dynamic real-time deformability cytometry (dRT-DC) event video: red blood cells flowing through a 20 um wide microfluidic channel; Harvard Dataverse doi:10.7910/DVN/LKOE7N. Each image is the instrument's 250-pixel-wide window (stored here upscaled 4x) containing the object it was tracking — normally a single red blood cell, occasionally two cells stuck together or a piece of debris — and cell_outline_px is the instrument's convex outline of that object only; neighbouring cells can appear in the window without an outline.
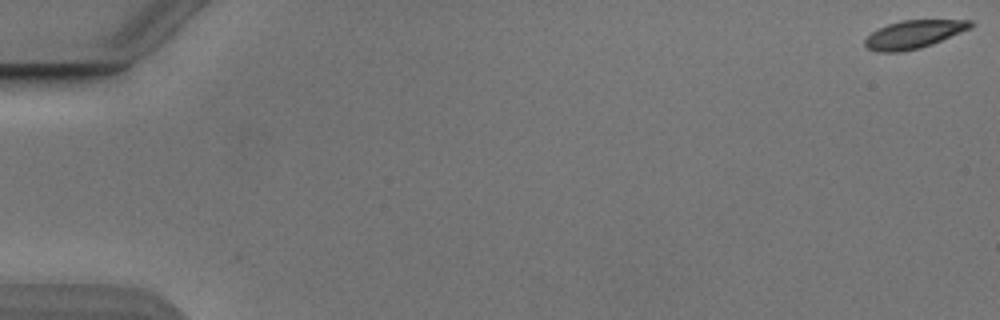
{"species": "Egyptian fruit bat (a non-hibernating species)", "species_latin": "Rousettus aegyptiacus", "temperature_condition": "cold", "stored_images_in_passage": 4, "camera_frame_rate_fps": 3000, "um_per_image_px": 0.085, "animal": {"sex": "male"}, "frame": {"image": 1, "passage_image": 1, "time_ms": 0.0, "image_size_px": [1000, 320], "cell_outline_px": [[972, 28], [932, 44], [920, 48], [900, 52], [876, 52], [868, 48], [864, 44], [864, 40], [872, 32], [888, 24], [900, 20], [972, 20]], "centroid_in_image_um": [77.67, 2.92], "position_along_channel_um": 7.3, "area_um2": 17.22}}